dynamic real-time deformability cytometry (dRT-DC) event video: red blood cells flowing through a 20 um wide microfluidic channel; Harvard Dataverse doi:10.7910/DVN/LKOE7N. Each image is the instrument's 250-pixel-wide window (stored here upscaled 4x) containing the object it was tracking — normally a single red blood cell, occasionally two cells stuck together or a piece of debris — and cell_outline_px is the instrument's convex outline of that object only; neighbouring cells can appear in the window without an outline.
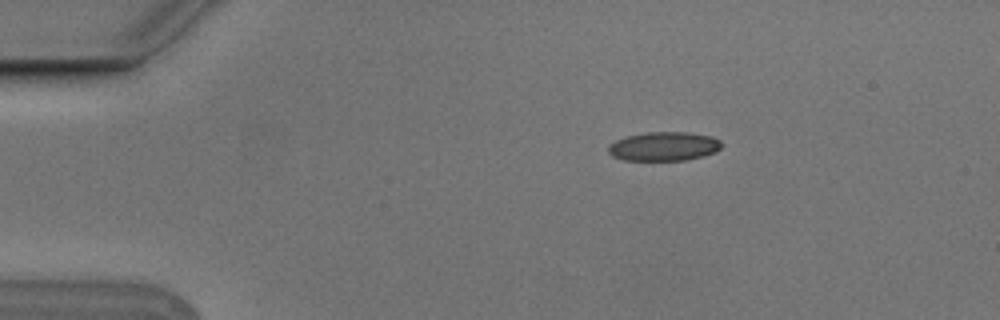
{"species": "Egyptian fruit bat (a non-hibernating species)", "species_latin": "Rousettus aegyptiacus", "temperature_condition": "cold", "stored_images_in_passage": 4, "camera_frame_rate_fps": 3000, "um_per_image_px": 0.085, "animal": {"sex": "male"}, "frame": {"image": 1, "passage_image": 2, "time_ms": 0.333, "image_size_px": [1000, 320], "cell_outline_px": [[724, 144], [716, 152], [704, 156], [684, 160], [624, 160], [612, 156], [608, 152], [608, 144], [624, 136], [648, 132], [688, 132], [712, 136], [720, 140]], "centroid_in_image_um": [56.44, 12.43], "position_along_channel_um": 28.6, "area_um2": 19.36}}
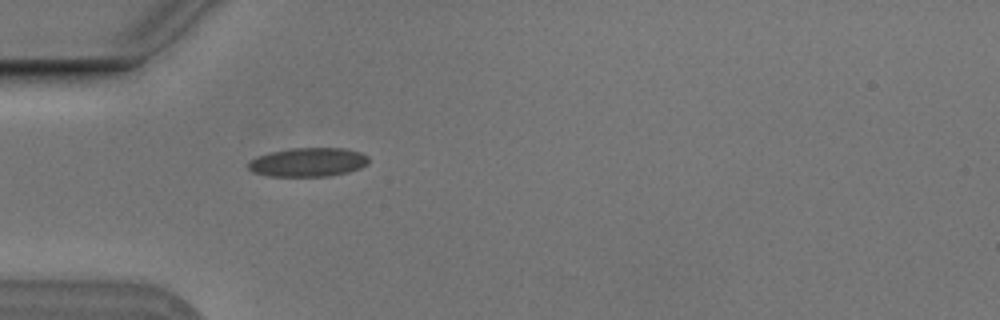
{"frame": {"image": 2, "passage_image": 4, "time_ms": 1.0, "image_size_px": [1000, 320], "cell_outline_px": [[368, 164], [360, 168], [348, 172], [328, 176], [272, 176], [252, 172], [248, 168], [248, 160], [256, 156], [272, 152], [292, 148], [344, 148], [360, 152], [368, 156]], "centroid_in_image_um": [26.18, 13.78], "position_along_channel_um": 58.8, "area_um2": 20.29}}